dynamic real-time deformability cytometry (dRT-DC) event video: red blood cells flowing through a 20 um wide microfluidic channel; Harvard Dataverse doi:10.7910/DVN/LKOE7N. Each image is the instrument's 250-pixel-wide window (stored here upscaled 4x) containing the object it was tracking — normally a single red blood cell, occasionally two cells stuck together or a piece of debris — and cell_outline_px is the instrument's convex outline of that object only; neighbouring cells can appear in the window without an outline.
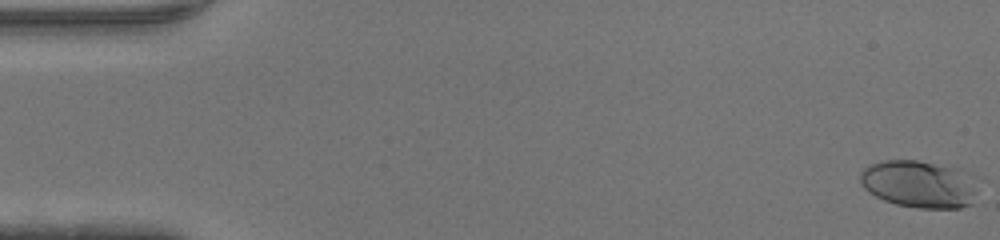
{"species": "human", "species_latin": "Homo sapiens", "temperature_condition": "warm", "stored_images_in_passage": 47, "camera_frame_rate_fps": 3000, "um_per_image_px": 0.085, "donor": {"sex": "male"}, "frame": {"image": 1, "passage_image": 1, "time_ms": 0.0, "image_size_px": [1000, 240], "cell_outline_px": [[972, 204], [960, 208], [916, 208], [896, 204], [884, 200], [868, 192], [864, 188], [860, 180], [860, 172], [864, 168], [872, 164], [884, 160], [916, 160], [964, 168], [972, 172]], "centroid_in_image_um": [78.11, 15.63], "position_along_channel_um": 6.9, "area_um2": 32.48}}
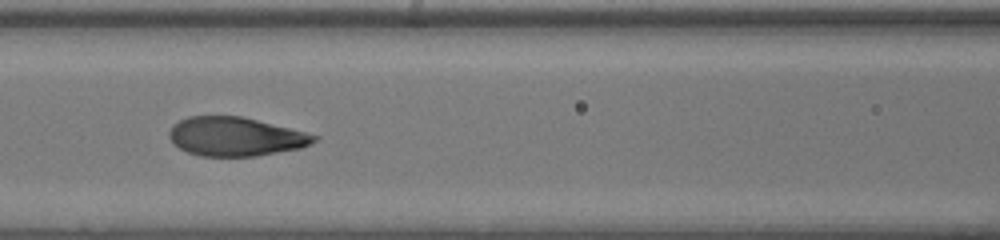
{"frame": {"image": 2, "passage_image": 21, "time_ms": 6.667, "image_size_px": [1000, 240], "cell_outline_px": [[320, 136], [316, 140], [300, 148], [256, 156], [200, 156], [188, 152], [172, 144], [168, 136], [168, 132], [172, 124], [188, 116], [240, 116]], "centroid_in_image_um": [19.94, 11.61], "position_along_channel_um": 146.7, "area_um2": 32.6}}
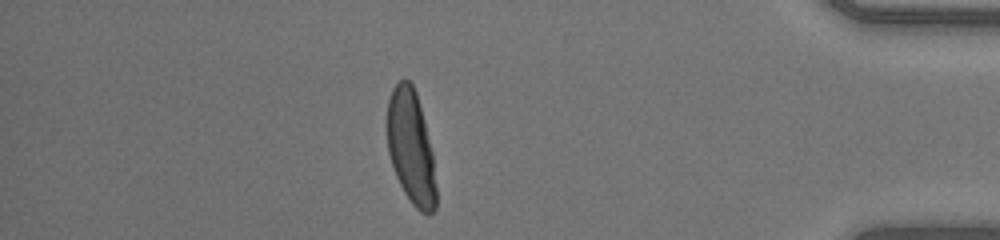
{"frame": {"image": 3, "passage_image": 41, "time_ms": 13.333, "image_size_px": [1000, 240], "cell_outline_px": [[436, 208], [428, 216], [420, 212], [412, 204], [404, 192], [396, 176], [388, 152], [388, 100], [392, 88], [400, 80], [408, 80], [412, 84], [416, 92], [424, 120], [432, 152], [436, 188]], "centroid_in_image_um": [34.94, 12.55], "position_along_channel_um": 400.3, "area_um2": 32.19}}